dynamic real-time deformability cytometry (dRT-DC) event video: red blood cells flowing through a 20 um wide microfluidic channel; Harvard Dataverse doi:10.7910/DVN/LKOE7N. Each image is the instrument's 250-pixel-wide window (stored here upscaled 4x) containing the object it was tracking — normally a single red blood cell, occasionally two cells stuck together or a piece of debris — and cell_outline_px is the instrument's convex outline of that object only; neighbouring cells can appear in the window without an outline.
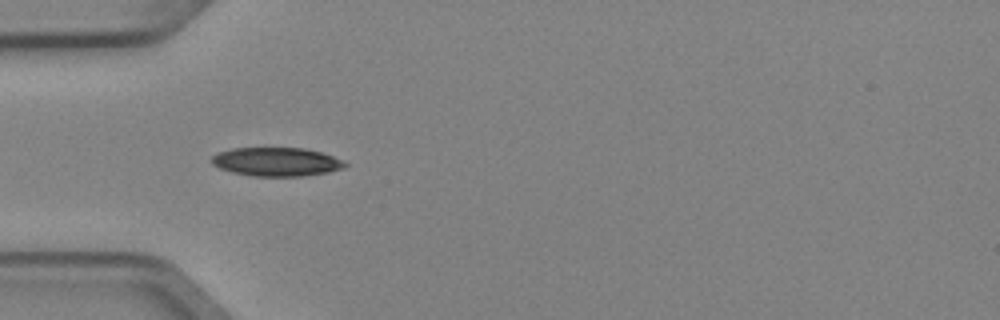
{"species": "Egyptian fruit bat (a non-hibernating species)", "species_latin": "Rousettus aegyptiacus", "temperature_condition": "cold", "stored_images_in_passage": 4, "camera_frame_rate_fps": 3000, "um_per_image_px": 0.085, "animal": {"sex": "female"}, "frame": {"image": 1, "passage_image": 4, "time_ms": 1.0, "image_size_px": [1000, 320], "cell_outline_px": [[348, 164], [344, 168], [328, 172], [300, 176], [252, 176], [232, 172], [220, 168], [212, 164], [212, 156], [216, 152], [232, 148], [304, 148], [320, 152], [332, 156]], "centroid_in_image_um": [23.46, 13.75], "position_along_channel_um": 61.5, "area_um2": 22.2}}